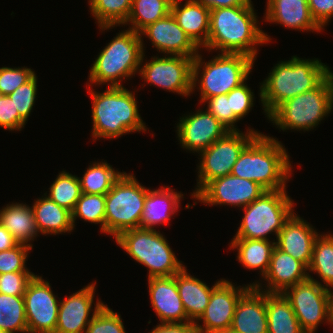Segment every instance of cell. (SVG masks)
Masks as SVG:
<instances>
[{
  "instance_id": "6da1fadb",
  "label": "cell",
  "mask_w": 333,
  "mask_h": 333,
  "mask_svg": "<svg viewBox=\"0 0 333 333\" xmlns=\"http://www.w3.org/2000/svg\"><path fill=\"white\" fill-rule=\"evenodd\" d=\"M253 6L210 10L209 36L204 48L220 53H241L256 59L257 45L267 44L270 36L258 27Z\"/></svg>"
},
{
  "instance_id": "7a4b0ae2",
  "label": "cell",
  "mask_w": 333,
  "mask_h": 333,
  "mask_svg": "<svg viewBox=\"0 0 333 333\" xmlns=\"http://www.w3.org/2000/svg\"><path fill=\"white\" fill-rule=\"evenodd\" d=\"M321 60L297 56L279 61L260 83V101L268 117L284 102L316 88L330 73Z\"/></svg>"
},
{
  "instance_id": "3957f363",
  "label": "cell",
  "mask_w": 333,
  "mask_h": 333,
  "mask_svg": "<svg viewBox=\"0 0 333 333\" xmlns=\"http://www.w3.org/2000/svg\"><path fill=\"white\" fill-rule=\"evenodd\" d=\"M284 147L276 138L258 134L240 153L231 174L256 182L266 191L286 189L292 165Z\"/></svg>"
},
{
  "instance_id": "277c9868",
  "label": "cell",
  "mask_w": 333,
  "mask_h": 333,
  "mask_svg": "<svg viewBox=\"0 0 333 333\" xmlns=\"http://www.w3.org/2000/svg\"><path fill=\"white\" fill-rule=\"evenodd\" d=\"M92 97L93 140L115 139L132 132H146L135 95L123 87H108L100 93L89 87Z\"/></svg>"
},
{
  "instance_id": "5b68a950",
  "label": "cell",
  "mask_w": 333,
  "mask_h": 333,
  "mask_svg": "<svg viewBox=\"0 0 333 333\" xmlns=\"http://www.w3.org/2000/svg\"><path fill=\"white\" fill-rule=\"evenodd\" d=\"M142 41L140 34L132 29L119 32L92 64L88 78L91 85L109 83L108 87H123V78H132L139 73L145 59Z\"/></svg>"
},
{
  "instance_id": "8992f818",
  "label": "cell",
  "mask_w": 333,
  "mask_h": 333,
  "mask_svg": "<svg viewBox=\"0 0 333 333\" xmlns=\"http://www.w3.org/2000/svg\"><path fill=\"white\" fill-rule=\"evenodd\" d=\"M254 62V59L241 53H219L208 62H203L202 55L198 53L192 66V91L198 83L200 103L212 96L228 94L248 79Z\"/></svg>"
},
{
  "instance_id": "52a82bcc",
  "label": "cell",
  "mask_w": 333,
  "mask_h": 333,
  "mask_svg": "<svg viewBox=\"0 0 333 333\" xmlns=\"http://www.w3.org/2000/svg\"><path fill=\"white\" fill-rule=\"evenodd\" d=\"M333 109V71L313 90L282 103L268 119L285 130H313Z\"/></svg>"
},
{
  "instance_id": "ba28073f",
  "label": "cell",
  "mask_w": 333,
  "mask_h": 333,
  "mask_svg": "<svg viewBox=\"0 0 333 333\" xmlns=\"http://www.w3.org/2000/svg\"><path fill=\"white\" fill-rule=\"evenodd\" d=\"M115 241L137 263L148 268V278L174 276L185 267L156 229L139 227L123 231Z\"/></svg>"
},
{
  "instance_id": "9c48e42d",
  "label": "cell",
  "mask_w": 333,
  "mask_h": 333,
  "mask_svg": "<svg viewBox=\"0 0 333 333\" xmlns=\"http://www.w3.org/2000/svg\"><path fill=\"white\" fill-rule=\"evenodd\" d=\"M147 192L134 174L123 172L105 195L104 233L116 238L139 228Z\"/></svg>"
},
{
  "instance_id": "30bf717a",
  "label": "cell",
  "mask_w": 333,
  "mask_h": 333,
  "mask_svg": "<svg viewBox=\"0 0 333 333\" xmlns=\"http://www.w3.org/2000/svg\"><path fill=\"white\" fill-rule=\"evenodd\" d=\"M245 212L234 238L276 240L285 221L294 212V202L286 189L265 191L259 198L243 208Z\"/></svg>"
},
{
  "instance_id": "8fae6325",
  "label": "cell",
  "mask_w": 333,
  "mask_h": 333,
  "mask_svg": "<svg viewBox=\"0 0 333 333\" xmlns=\"http://www.w3.org/2000/svg\"><path fill=\"white\" fill-rule=\"evenodd\" d=\"M228 131L207 149L199 153L198 179L192 198L210 181L231 174L243 149L258 135L254 129Z\"/></svg>"
},
{
  "instance_id": "7c38bea8",
  "label": "cell",
  "mask_w": 333,
  "mask_h": 333,
  "mask_svg": "<svg viewBox=\"0 0 333 333\" xmlns=\"http://www.w3.org/2000/svg\"><path fill=\"white\" fill-rule=\"evenodd\" d=\"M308 272V279L287 288L283 294L306 333H315L322 322L332 323L331 290L314 279Z\"/></svg>"
},
{
  "instance_id": "4fadbf2b",
  "label": "cell",
  "mask_w": 333,
  "mask_h": 333,
  "mask_svg": "<svg viewBox=\"0 0 333 333\" xmlns=\"http://www.w3.org/2000/svg\"><path fill=\"white\" fill-rule=\"evenodd\" d=\"M194 58L165 55L154 56L140 66L139 75L144 82L176 92L179 95L190 96L192 91V66Z\"/></svg>"
},
{
  "instance_id": "5bb4252c",
  "label": "cell",
  "mask_w": 333,
  "mask_h": 333,
  "mask_svg": "<svg viewBox=\"0 0 333 333\" xmlns=\"http://www.w3.org/2000/svg\"><path fill=\"white\" fill-rule=\"evenodd\" d=\"M28 333H55L60 300L42 276L35 275L23 295Z\"/></svg>"
},
{
  "instance_id": "9a60e30c",
  "label": "cell",
  "mask_w": 333,
  "mask_h": 333,
  "mask_svg": "<svg viewBox=\"0 0 333 333\" xmlns=\"http://www.w3.org/2000/svg\"><path fill=\"white\" fill-rule=\"evenodd\" d=\"M265 191L256 182L229 174L208 182L193 198L210 206L227 204L244 208Z\"/></svg>"
},
{
  "instance_id": "2e32d148",
  "label": "cell",
  "mask_w": 333,
  "mask_h": 333,
  "mask_svg": "<svg viewBox=\"0 0 333 333\" xmlns=\"http://www.w3.org/2000/svg\"><path fill=\"white\" fill-rule=\"evenodd\" d=\"M233 285L223 279L212 291L208 306L195 322L197 333H212L217 330L231 328L235 308L240 297L251 287ZM203 321L200 325L199 321Z\"/></svg>"
},
{
  "instance_id": "e0dca14e",
  "label": "cell",
  "mask_w": 333,
  "mask_h": 333,
  "mask_svg": "<svg viewBox=\"0 0 333 333\" xmlns=\"http://www.w3.org/2000/svg\"><path fill=\"white\" fill-rule=\"evenodd\" d=\"M190 114L182 116L176 125L178 140L187 151L199 154L230 131L206 109Z\"/></svg>"
},
{
  "instance_id": "ac0fdd59",
  "label": "cell",
  "mask_w": 333,
  "mask_h": 333,
  "mask_svg": "<svg viewBox=\"0 0 333 333\" xmlns=\"http://www.w3.org/2000/svg\"><path fill=\"white\" fill-rule=\"evenodd\" d=\"M96 282L88 284L69 297L60 300L55 333H84L95 314L104 305L97 299L94 304ZM94 304V309L92 305ZM93 309V310H92ZM91 311H93L92 315ZM91 316V317H90Z\"/></svg>"
},
{
  "instance_id": "d6986e66",
  "label": "cell",
  "mask_w": 333,
  "mask_h": 333,
  "mask_svg": "<svg viewBox=\"0 0 333 333\" xmlns=\"http://www.w3.org/2000/svg\"><path fill=\"white\" fill-rule=\"evenodd\" d=\"M140 36L146 35L153 48L167 55H179L195 58L200 48L178 25L171 13L158 21L147 25L139 32Z\"/></svg>"
},
{
  "instance_id": "ffe728a7",
  "label": "cell",
  "mask_w": 333,
  "mask_h": 333,
  "mask_svg": "<svg viewBox=\"0 0 333 333\" xmlns=\"http://www.w3.org/2000/svg\"><path fill=\"white\" fill-rule=\"evenodd\" d=\"M307 271L308 268L302 262L275 246L263 277L267 281L266 290L258 281L250 285L267 293H283L287 288L306 281L309 278Z\"/></svg>"
},
{
  "instance_id": "44dd1931",
  "label": "cell",
  "mask_w": 333,
  "mask_h": 333,
  "mask_svg": "<svg viewBox=\"0 0 333 333\" xmlns=\"http://www.w3.org/2000/svg\"><path fill=\"white\" fill-rule=\"evenodd\" d=\"M151 306L160 323L191 322L186 314L176 285V274L148 278Z\"/></svg>"
},
{
  "instance_id": "7402d4cb",
  "label": "cell",
  "mask_w": 333,
  "mask_h": 333,
  "mask_svg": "<svg viewBox=\"0 0 333 333\" xmlns=\"http://www.w3.org/2000/svg\"><path fill=\"white\" fill-rule=\"evenodd\" d=\"M318 232L294 212L285 221L278 234L276 246L302 262L307 268L312 259L313 246Z\"/></svg>"
},
{
  "instance_id": "603a6c76",
  "label": "cell",
  "mask_w": 333,
  "mask_h": 333,
  "mask_svg": "<svg viewBox=\"0 0 333 333\" xmlns=\"http://www.w3.org/2000/svg\"><path fill=\"white\" fill-rule=\"evenodd\" d=\"M231 328L237 333H268L266 292L251 286L240 297Z\"/></svg>"
},
{
  "instance_id": "cb8c5ba5",
  "label": "cell",
  "mask_w": 333,
  "mask_h": 333,
  "mask_svg": "<svg viewBox=\"0 0 333 333\" xmlns=\"http://www.w3.org/2000/svg\"><path fill=\"white\" fill-rule=\"evenodd\" d=\"M265 22H275L288 29L324 31L313 19L308 0H267Z\"/></svg>"
},
{
  "instance_id": "d4e9b609",
  "label": "cell",
  "mask_w": 333,
  "mask_h": 333,
  "mask_svg": "<svg viewBox=\"0 0 333 333\" xmlns=\"http://www.w3.org/2000/svg\"><path fill=\"white\" fill-rule=\"evenodd\" d=\"M171 14L178 25L201 49L208 41L210 9L194 0H186L182 5L181 0H173Z\"/></svg>"
},
{
  "instance_id": "484cf974",
  "label": "cell",
  "mask_w": 333,
  "mask_h": 333,
  "mask_svg": "<svg viewBox=\"0 0 333 333\" xmlns=\"http://www.w3.org/2000/svg\"><path fill=\"white\" fill-rule=\"evenodd\" d=\"M184 194L175 192L169 186L157 190L148 188L140 228L153 229L156 225L168 224L180 207Z\"/></svg>"
},
{
  "instance_id": "4316f807",
  "label": "cell",
  "mask_w": 333,
  "mask_h": 333,
  "mask_svg": "<svg viewBox=\"0 0 333 333\" xmlns=\"http://www.w3.org/2000/svg\"><path fill=\"white\" fill-rule=\"evenodd\" d=\"M186 268L176 273V285L187 317L195 323L208 306L213 289L223 279L216 281L210 288L204 281L189 274Z\"/></svg>"
},
{
  "instance_id": "83f0119b",
  "label": "cell",
  "mask_w": 333,
  "mask_h": 333,
  "mask_svg": "<svg viewBox=\"0 0 333 333\" xmlns=\"http://www.w3.org/2000/svg\"><path fill=\"white\" fill-rule=\"evenodd\" d=\"M44 195L45 197L42 196V198L36 199L32 205L39 234L57 235L71 232L74 229L71 211L59 206L46 194Z\"/></svg>"
},
{
  "instance_id": "f1b7e54d",
  "label": "cell",
  "mask_w": 333,
  "mask_h": 333,
  "mask_svg": "<svg viewBox=\"0 0 333 333\" xmlns=\"http://www.w3.org/2000/svg\"><path fill=\"white\" fill-rule=\"evenodd\" d=\"M0 224L12 234L18 243L30 247H33L30 242L39 236L32 207L24 203L7 204L2 208Z\"/></svg>"
},
{
  "instance_id": "f546056e",
  "label": "cell",
  "mask_w": 333,
  "mask_h": 333,
  "mask_svg": "<svg viewBox=\"0 0 333 333\" xmlns=\"http://www.w3.org/2000/svg\"><path fill=\"white\" fill-rule=\"evenodd\" d=\"M230 249H237L238 262L247 269H259L262 279L266 274L272 252L276 246L275 240L233 238Z\"/></svg>"
},
{
  "instance_id": "4dcf8cb0",
  "label": "cell",
  "mask_w": 333,
  "mask_h": 333,
  "mask_svg": "<svg viewBox=\"0 0 333 333\" xmlns=\"http://www.w3.org/2000/svg\"><path fill=\"white\" fill-rule=\"evenodd\" d=\"M268 333H306L283 293L266 292Z\"/></svg>"
},
{
  "instance_id": "1f68e13d",
  "label": "cell",
  "mask_w": 333,
  "mask_h": 333,
  "mask_svg": "<svg viewBox=\"0 0 333 333\" xmlns=\"http://www.w3.org/2000/svg\"><path fill=\"white\" fill-rule=\"evenodd\" d=\"M133 0H90L91 14L98 27L105 31L124 25L131 11Z\"/></svg>"
},
{
  "instance_id": "d6a6232c",
  "label": "cell",
  "mask_w": 333,
  "mask_h": 333,
  "mask_svg": "<svg viewBox=\"0 0 333 333\" xmlns=\"http://www.w3.org/2000/svg\"><path fill=\"white\" fill-rule=\"evenodd\" d=\"M173 0H133L128 19L124 25L129 29L140 32L147 25L162 19L171 13Z\"/></svg>"
},
{
  "instance_id": "836d02e7",
  "label": "cell",
  "mask_w": 333,
  "mask_h": 333,
  "mask_svg": "<svg viewBox=\"0 0 333 333\" xmlns=\"http://www.w3.org/2000/svg\"><path fill=\"white\" fill-rule=\"evenodd\" d=\"M122 174L123 172L115 171L107 162H94L89 165L82 178L78 177L81 192L106 195Z\"/></svg>"
},
{
  "instance_id": "e575fe53",
  "label": "cell",
  "mask_w": 333,
  "mask_h": 333,
  "mask_svg": "<svg viewBox=\"0 0 333 333\" xmlns=\"http://www.w3.org/2000/svg\"><path fill=\"white\" fill-rule=\"evenodd\" d=\"M308 271L315 272L326 289L333 290V235L319 234L314 242Z\"/></svg>"
},
{
  "instance_id": "d590c367",
  "label": "cell",
  "mask_w": 333,
  "mask_h": 333,
  "mask_svg": "<svg viewBox=\"0 0 333 333\" xmlns=\"http://www.w3.org/2000/svg\"><path fill=\"white\" fill-rule=\"evenodd\" d=\"M0 331L28 333L23 296L0 293Z\"/></svg>"
},
{
  "instance_id": "8d00e7d4",
  "label": "cell",
  "mask_w": 333,
  "mask_h": 333,
  "mask_svg": "<svg viewBox=\"0 0 333 333\" xmlns=\"http://www.w3.org/2000/svg\"><path fill=\"white\" fill-rule=\"evenodd\" d=\"M49 194L44 193L59 206L73 211L76 202L81 196V186L79 178L69 172L62 171L55 181L50 185Z\"/></svg>"
},
{
  "instance_id": "74e56055",
  "label": "cell",
  "mask_w": 333,
  "mask_h": 333,
  "mask_svg": "<svg viewBox=\"0 0 333 333\" xmlns=\"http://www.w3.org/2000/svg\"><path fill=\"white\" fill-rule=\"evenodd\" d=\"M72 213V223L75 228L77 218L94 224H100L104 233L105 195L81 193Z\"/></svg>"
},
{
  "instance_id": "f35d334b",
  "label": "cell",
  "mask_w": 333,
  "mask_h": 333,
  "mask_svg": "<svg viewBox=\"0 0 333 333\" xmlns=\"http://www.w3.org/2000/svg\"><path fill=\"white\" fill-rule=\"evenodd\" d=\"M84 333H126L120 314L104 304Z\"/></svg>"
},
{
  "instance_id": "ab89813d",
  "label": "cell",
  "mask_w": 333,
  "mask_h": 333,
  "mask_svg": "<svg viewBox=\"0 0 333 333\" xmlns=\"http://www.w3.org/2000/svg\"><path fill=\"white\" fill-rule=\"evenodd\" d=\"M37 76L35 75L30 81L21 85L14 92L8 96L12 99L15 106V111L19 112V115L27 121L37 95Z\"/></svg>"
},
{
  "instance_id": "60d3db41",
  "label": "cell",
  "mask_w": 333,
  "mask_h": 333,
  "mask_svg": "<svg viewBox=\"0 0 333 333\" xmlns=\"http://www.w3.org/2000/svg\"><path fill=\"white\" fill-rule=\"evenodd\" d=\"M25 244L18 243L15 247L0 251V274L7 272H30L26 267L28 253L32 250Z\"/></svg>"
},
{
  "instance_id": "b9f144b4",
  "label": "cell",
  "mask_w": 333,
  "mask_h": 333,
  "mask_svg": "<svg viewBox=\"0 0 333 333\" xmlns=\"http://www.w3.org/2000/svg\"><path fill=\"white\" fill-rule=\"evenodd\" d=\"M36 73L27 67H1L0 68V92L8 96L21 85L30 81Z\"/></svg>"
},
{
  "instance_id": "7bdbcfd3",
  "label": "cell",
  "mask_w": 333,
  "mask_h": 333,
  "mask_svg": "<svg viewBox=\"0 0 333 333\" xmlns=\"http://www.w3.org/2000/svg\"><path fill=\"white\" fill-rule=\"evenodd\" d=\"M204 103H207V111L214 115L224 126L230 131L239 130L235 123L240 119L233 113L230 105V97L227 94L212 96L207 98Z\"/></svg>"
},
{
  "instance_id": "ee69618b",
  "label": "cell",
  "mask_w": 333,
  "mask_h": 333,
  "mask_svg": "<svg viewBox=\"0 0 333 333\" xmlns=\"http://www.w3.org/2000/svg\"><path fill=\"white\" fill-rule=\"evenodd\" d=\"M34 276L33 272H7L0 274V293L23 296L28 283Z\"/></svg>"
},
{
  "instance_id": "f6af8a7d",
  "label": "cell",
  "mask_w": 333,
  "mask_h": 333,
  "mask_svg": "<svg viewBox=\"0 0 333 333\" xmlns=\"http://www.w3.org/2000/svg\"><path fill=\"white\" fill-rule=\"evenodd\" d=\"M227 97H230V105L233 113L241 120L254 106V92L247 86L246 81L239 87L232 89Z\"/></svg>"
},
{
  "instance_id": "bcb514c9",
  "label": "cell",
  "mask_w": 333,
  "mask_h": 333,
  "mask_svg": "<svg viewBox=\"0 0 333 333\" xmlns=\"http://www.w3.org/2000/svg\"><path fill=\"white\" fill-rule=\"evenodd\" d=\"M27 122L15 111V106L9 96L0 98V127L9 131H20Z\"/></svg>"
},
{
  "instance_id": "7dc6e473",
  "label": "cell",
  "mask_w": 333,
  "mask_h": 333,
  "mask_svg": "<svg viewBox=\"0 0 333 333\" xmlns=\"http://www.w3.org/2000/svg\"><path fill=\"white\" fill-rule=\"evenodd\" d=\"M308 6L315 22L324 29L333 17V0H308Z\"/></svg>"
},
{
  "instance_id": "c3c4849f",
  "label": "cell",
  "mask_w": 333,
  "mask_h": 333,
  "mask_svg": "<svg viewBox=\"0 0 333 333\" xmlns=\"http://www.w3.org/2000/svg\"><path fill=\"white\" fill-rule=\"evenodd\" d=\"M149 333H197L194 322L160 323Z\"/></svg>"
},
{
  "instance_id": "681fc988",
  "label": "cell",
  "mask_w": 333,
  "mask_h": 333,
  "mask_svg": "<svg viewBox=\"0 0 333 333\" xmlns=\"http://www.w3.org/2000/svg\"><path fill=\"white\" fill-rule=\"evenodd\" d=\"M210 10L224 7L253 6L251 0H194Z\"/></svg>"
},
{
  "instance_id": "f907efd6",
  "label": "cell",
  "mask_w": 333,
  "mask_h": 333,
  "mask_svg": "<svg viewBox=\"0 0 333 333\" xmlns=\"http://www.w3.org/2000/svg\"><path fill=\"white\" fill-rule=\"evenodd\" d=\"M17 244L18 242L12 237V234L0 224V251L9 250Z\"/></svg>"
},
{
  "instance_id": "816d5d0a",
  "label": "cell",
  "mask_w": 333,
  "mask_h": 333,
  "mask_svg": "<svg viewBox=\"0 0 333 333\" xmlns=\"http://www.w3.org/2000/svg\"><path fill=\"white\" fill-rule=\"evenodd\" d=\"M212 333H237V332L232 328H228V329L217 330Z\"/></svg>"
},
{
  "instance_id": "f5cc1de1",
  "label": "cell",
  "mask_w": 333,
  "mask_h": 333,
  "mask_svg": "<svg viewBox=\"0 0 333 333\" xmlns=\"http://www.w3.org/2000/svg\"><path fill=\"white\" fill-rule=\"evenodd\" d=\"M332 323H333V291H331Z\"/></svg>"
}]
</instances>
